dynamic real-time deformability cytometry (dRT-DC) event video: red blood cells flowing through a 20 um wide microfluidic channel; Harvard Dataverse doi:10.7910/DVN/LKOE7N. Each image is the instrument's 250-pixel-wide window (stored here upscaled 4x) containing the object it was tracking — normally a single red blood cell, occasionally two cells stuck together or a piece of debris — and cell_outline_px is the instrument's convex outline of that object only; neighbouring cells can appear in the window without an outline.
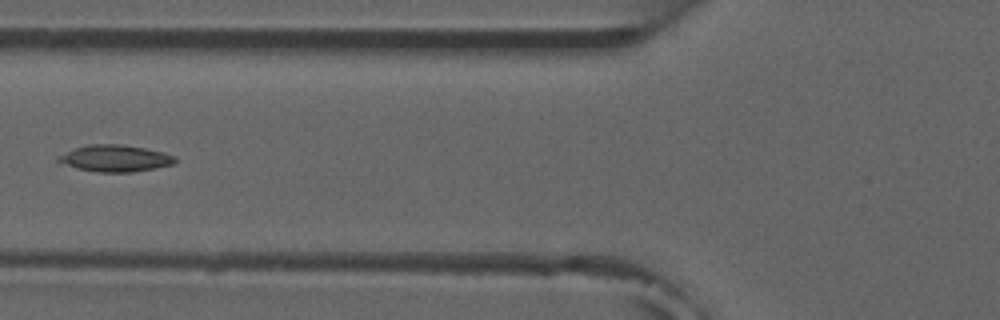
{"species": "common noctule bat (a hibernating species)", "species_latin": "Nyctalus noctula", "temperature_condition": "room temperature", "stored_images_in_passage": 6, "camera_frame_rate_fps": 3000, "um_per_image_px": 0.085, "animal": {"sex": "male", "forearm_length_mm": 52.5}, "frame": {"image": 1, "passage_image": 6, "time_ms": 6.0, "image_size_px": [1000, 320], "cell_outline_px": [[176, 160], [172, 164], [132, 172], [96, 172], [76, 168], [56, 160], [56, 156], [76, 148], [88, 144], [120, 144], [144, 148], [164, 152], [176, 156]], "centroid_in_image_um": [9.77, 13.45], "position_along_channel_um": 116.0, "area_um2": 17.98}}